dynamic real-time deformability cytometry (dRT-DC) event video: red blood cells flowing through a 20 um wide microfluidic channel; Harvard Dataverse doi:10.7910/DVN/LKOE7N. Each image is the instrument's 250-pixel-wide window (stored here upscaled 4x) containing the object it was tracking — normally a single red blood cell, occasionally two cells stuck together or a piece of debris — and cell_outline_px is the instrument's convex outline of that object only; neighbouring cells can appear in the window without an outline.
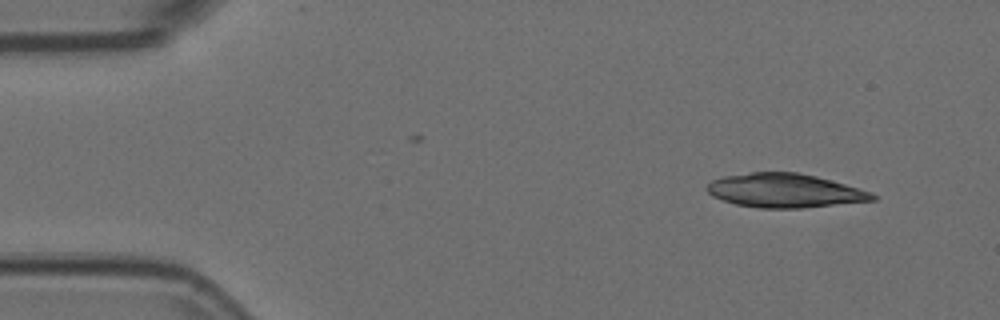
{"species": "Egyptian fruit bat (a non-hibernating species)", "species_latin": "Rousettus aegyptiacus", "temperature_condition": "room temperature", "stored_images_in_passage": 4, "camera_frame_rate_fps": 3000, "um_per_image_px": 0.085, "animal": {"sex": "female"}, "frame": {"image": 1, "passage_image": 1, "time_ms": 0.0, "image_size_px": [1000, 320], "cell_outline_px": [[880, 196], [876, 200], [800, 208], [760, 208], [736, 204], [712, 196], [704, 188], [712, 180], [724, 176], [752, 172], [796, 172], [816, 176], [872, 192]], "centroid_in_image_um": [66.71, 16.2], "position_along_channel_um": 18.3, "area_um2": 32.6}}